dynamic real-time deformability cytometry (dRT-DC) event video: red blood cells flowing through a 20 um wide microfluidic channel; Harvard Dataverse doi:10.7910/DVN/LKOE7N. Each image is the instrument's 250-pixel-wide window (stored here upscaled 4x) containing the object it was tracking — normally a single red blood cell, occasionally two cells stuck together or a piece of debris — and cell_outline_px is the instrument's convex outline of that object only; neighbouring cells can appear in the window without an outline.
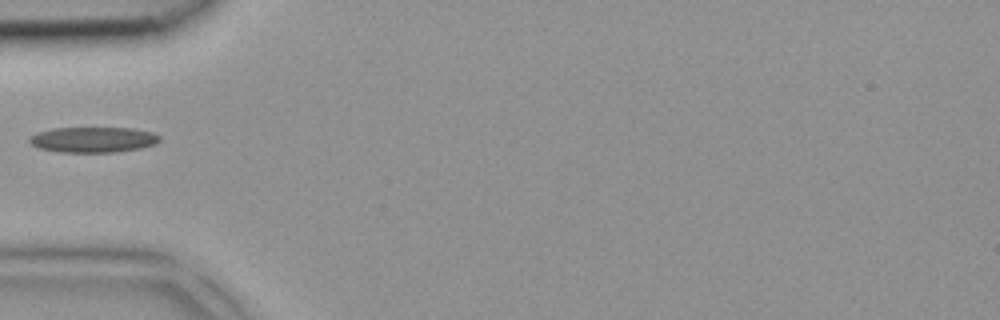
{"species": "common noctule bat (a hibernating species)", "species_latin": "Nyctalus noctula", "temperature_condition": "room temperature", "stored_images_in_passage": 1, "camera_frame_rate_fps": 3000, "um_per_image_px": 0.085, "animal": {"sex": "female", "body_mass_g": 18.4}, "frame": {"image": 1, "passage_image": 1, "time_ms": 0.0, "image_size_px": [1000, 320], "cell_outline_px": [[160, 140], [156, 144], [140, 148], [116, 152], [60, 152], [40, 148], [32, 144], [28, 140], [36, 132], [52, 128], [132, 128], [152, 132], [160, 136]], "centroid_in_image_um": [7.93, 11.87], "position_along_channel_um": 77.1, "area_um2": 19.31}}